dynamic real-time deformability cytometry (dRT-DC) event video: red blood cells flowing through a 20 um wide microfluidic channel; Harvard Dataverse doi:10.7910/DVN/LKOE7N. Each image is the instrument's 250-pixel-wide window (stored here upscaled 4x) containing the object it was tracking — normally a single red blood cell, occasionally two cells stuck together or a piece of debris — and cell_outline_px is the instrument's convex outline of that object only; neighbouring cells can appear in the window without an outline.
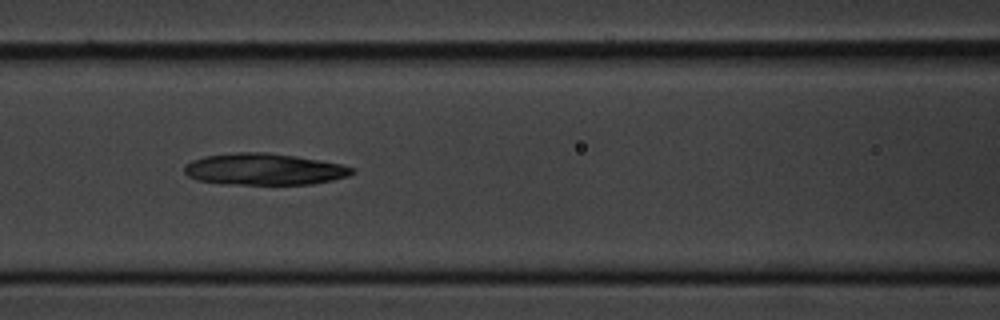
{"species": "common noctule bat (a hibernating species)", "species_latin": "Nyctalus noctula", "temperature_condition": "cold", "stored_images_in_passage": 8, "camera_frame_rate_fps": 3000, "um_per_image_px": 0.085, "animal": {"sex": "male", "body_mass_g": 20.1, "forearm_length_mm": 53.5}, "frame": {"image": 1, "passage_image": 7, "time_ms": 7.0, "image_size_px": [1000, 320], "cell_outline_px": [[356, 172], [348, 176], [332, 180], [312, 184], [220, 184], [196, 180], [188, 176], [184, 172], [184, 164], [192, 160], [204, 156], [236, 152], [268, 152], [296, 156], [340, 164], [356, 168]], "centroid_in_image_um": [22.42, 14.38], "position_along_channel_um": 144.2, "area_um2": 31.1}}
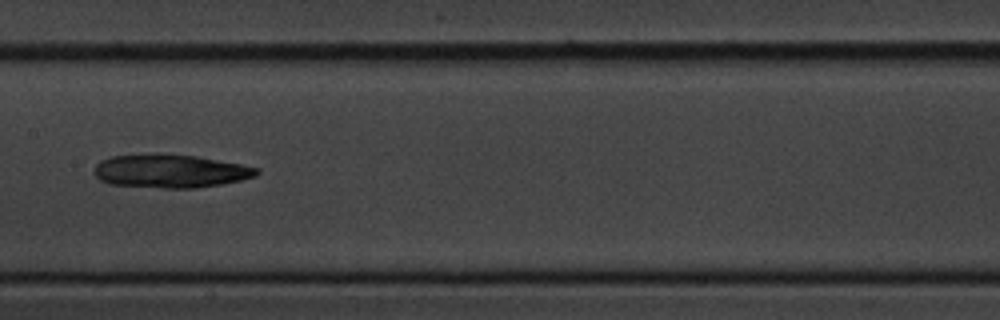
{"frame": {"image": 2, "passage_image": 8, "time_ms": 8.333, "image_size_px": [1000, 320], "cell_outline_px": [[260, 172], [256, 176], [240, 180], [220, 184], [196, 188], [164, 188], [112, 184], [100, 180], [92, 172], [96, 164], [100, 160], [112, 156], [196, 156], [240, 164], [260, 168]], "centroid_in_image_um": [14.5, 14.58], "position_along_channel_um": 192.9, "area_um2": 30.69}}